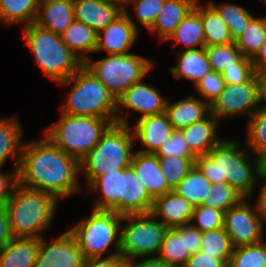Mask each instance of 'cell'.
Masks as SVG:
<instances>
[{
	"mask_svg": "<svg viewBox=\"0 0 266 267\" xmlns=\"http://www.w3.org/2000/svg\"><path fill=\"white\" fill-rule=\"evenodd\" d=\"M143 259V260H140ZM136 260H139L137 262ZM126 267H175L169 265L158 256L137 257L126 262Z\"/></svg>",
	"mask_w": 266,
	"mask_h": 267,
	"instance_id": "cell-53",
	"label": "cell"
},
{
	"mask_svg": "<svg viewBox=\"0 0 266 267\" xmlns=\"http://www.w3.org/2000/svg\"><path fill=\"white\" fill-rule=\"evenodd\" d=\"M255 154L258 180L266 181V148Z\"/></svg>",
	"mask_w": 266,
	"mask_h": 267,
	"instance_id": "cell-55",
	"label": "cell"
},
{
	"mask_svg": "<svg viewBox=\"0 0 266 267\" xmlns=\"http://www.w3.org/2000/svg\"><path fill=\"white\" fill-rule=\"evenodd\" d=\"M22 38L41 71L55 83L67 80L84 63L61 40L60 35L32 23L22 27Z\"/></svg>",
	"mask_w": 266,
	"mask_h": 267,
	"instance_id": "cell-5",
	"label": "cell"
},
{
	"mask_svg": "<svg viewBox=\"0 0 266 267\" xmlns=\"http://www.w3.org/2000/svg\"><path fill=\"white\" fill-rule=\"evenodd\" d=\"M238 144L222 139L207 154L197 156L195 165L212 184L228 183L243 198H251L259 182L256 159L251 160L249 149Z\"/></svg>",
	"mask_w": 266,
	"mask_h": 267,
	"instance_id": "cell-2",
	"label": "cell"
},
{
	"mask_svg": "<svg viewBox=\"0 0 266 267\" xmlns=\"http://www.w3.org/2000/svg\"><path fill=\"white\" fill-rule=\"evenodd\" d=\"M187 243L190 255L201 250L202 232L191 223L187 224Z\"/></svg>",
	"mask_w": 266,
	"mask_h": 267,
	"instance_id": "cell-54",
	"label": "cell"
},
{
	"mask_svg": "<svg viewBox=\"0 0 266 267\" xmlns=\"http://www.w3.org/2000/svg\"><path fill=\"white\" fill-rule=\"evenodd\" d=\"M167 229L151 213L123 215L120 256L126 262L137 257L158 256Z\"/></svg>",
	"mask_w": 266,
	"mask_h": 267,
	"instance_id": "cell-10",
	"label": "cell"
},
{
	"mask_svg": "<svg viewBox=\"0 0 266 267\" xmlns=\"http://www.w3.org/2000/svg\"><path fill=\"white\" fill-rule=\"evenodd\" d=\"M131 128L134 139H138L145 147L136 151L152 154L157 152L174 130L166 112L137 118L136 124L131 125Z\"/></svg>",
	"mask_w": 266,
	"mask_h": 267,
	"instance_id": "cell-16",
	"label": "cell"
},
{
	"mask_svg": "<svg viewBox=\"0 0 266 267\" xmlns=\"http://www.w3.org/2000/svg\"><path fill=\"white\" fill-rule=\"evenodd\" d=\"M153 61L134 53L110 54L102 59L88 58L84 66L104 84L116 100L134 83L146 78Z\"/></svg>",
	"mask_w": 266,
	"mask_h": 267,
	"instance_id": "cell-8",
	"label": "cell"
},
{
	"mask_svg": "<svg viewBox=\"0 0 266 267\" xmlns=\"http://www.w3.org/2000/svg\"><path fill=\"white\" fill-rule=\"evenodd\" d=\"M85 257L74 236L67 230L51 242L39 239V249L33 267H83Z\"/></svg>",
	"mask_w": 266,
	"mask_h": 267,
	"instance_id": "cell-14",
	"label": "cell"
},
{
	"mask_svg": "<svg viewBox=\"0 0 266 267\" xmlns=\"http://www.w3.org/2000/svg\"><path fill=\"white\" fill-rule=\"evenodd\" d=\"M2 166H0V169ZM12 173H2L0 171V206H4L12 196L15 187L18 184V169L13 167Z\"/></svg>",
	"mask_w": 266,
	"mask_h": 267,
	"instance_id": "cell-48",
	"label": "cell"
},
{
	"mask_svg": "<svg viewBox=\"0 0 266 267\" xmlns=\"http://www.w3.org/2000/svg\"><path fill=\"white\" fill-rule=\"evenodd\" d=\"M166 0H126L125 8L133 6L136 20L147 30L155 23Z\"/></svg>",
	"mask_w": 266,
	"mask_h": 267,
	"instance_id": "cell-43",
	"label": "cell"
},
{
	"mask_svg": "<svg viewBox=\"0 0 266 267\" xmlns=\"http://www.w3.org/2000/svg\"><path fill=\"white\" fill-rule=\"evenodd\" d=\"M122 215L113 211L93 209L68 231L74 236L85 258H104L106 250L113 245L120 253Z\"/></svg>",
	"mask_w": 266,
	"mask_h": 267,
	"instance_id": "cell-9",
	"label": "cell"
},
{
	"mask_svg": "<svg viewBox=\"0 0 266 267\" xmlns=\"http://www.w3.org/2000/svg\"><path fill=\"white\" fill-rule=\"evenodd\" d=\"M135 139L130 125L112 123L100 141L80 161V173L84 172L86 188L99 176L130 166Z\"/></svg>",
	"mask_w": 266,
	"mask_h": 267,
	"instance_id": "cell-4",
	"label": "cell"
},
{
	"mask_svg": "<svg viewBox=\"0 0 266 267\" xmlns=\"http://www.w3.org/2000/svg\"><path fill=\"white\" fill-rule=\"evenodd\" d=\"M259 109L266 111V70L254 72Z\"/></svg>",
	"mask_w": 266,
	"mask_h": 267,
	"instance_id": "cell-52",
	"label": "cell"
},
{
	"mask_svg": "<svg viewBox=\"0 0 266 267\" xmlns=\"http://www.w3.org/2000/svg\"><path fill=\"white\" fill-rule=\"evenodd\" d=\"M63 43L84 63L90 53H95L97 47V33L86 24L74 20L65 31L60 34Z\"/></svg>",
	"mask_w": 266,
	"mask_h": 267,
	"instance_id": "cell-28",
	"label": "cell"
},
{
	"mask_svg": "<svg viewBox=\"0 0 266 267\" xmlns=\"http://www.w3.org/2000/svg\"><path fill=\"white\" fill-rule=\"evenodd\" d=\"M174 40L172 48L177 44L186 50L205 47V35L200 13L193 8L168 37Z\"/></svg>",
	"mask_w": 266,
	"mask_h": 267,
	"instance_id": "cell-29",
	"label": "cell"
},
{
	"mask_svg": "<svg viewBox=\"0 0 266 267\" xmlns=\"http://www.w3.org/2000/svg\"><path fill=\"white\" fill-rule=\"evenodd\" d=\"M211 185L212 183L194 165L173 191L195 207L202 205L204 200L208 199Z\"/></svg>",
	"mask_w": 266,
	"mask_h": 267,
	"instance_id": "cell-34",
	"label": "cell"
},
{
	"mask_svg": "<svg viewBox=\"0 0 266 267\" xmlns=\"http://www.w3.org/2000/svg\"><path fill=\"white\" fill-rule=\"evenodd\" d=\"M157 157H196L186 143L181 130H173L170 137L155 153Z\"/></svg>",
	"mask_w": 266,
	"mask_h": 267,
	"instance_id": "cell-46",
	"label": "cell"
},
{
	"mask_svg": "<svg viewBox=\"0 0 266 267\" xmlns=\"http://www.w3.org/2000/svg\"><path fill=\"white\" fill-rule=\"evenodd\" d=\"M227 262L216 255H209L199 251L192 254L183 267H227Z\"/></svg>",
	"mask_w": 266,
	"mask_h": 267,
	"instance_id": "cell-49",
	"label": "cell"
},
{
	"mask_svg": "<svg viewBox=\"0 0 266 267\" xmlns=\"http://www.w3.org/2000/svg\"><path fill=\"white\" fill-rule=\"evenodd\" d=\"M83 267H126V261L120 253H111L104 258H85Z\"/></svg>",
	"mask_w": 266,
	"mask_h": 267,
	"instance_id": "cell-50",
	"label": "cell"
},
{
	"mask_svg": "<svg viewBox=\"0 0 266 267\" xmlns=\"http://www.w3.org/2000/svg\"><path fill=\"white\" fill-rule=\"evenodd\" d=\"M41 0H0V21L22 27L35 23Z\"/></svg>",
	"mask_w": 266,
	"mask_h": 267,
	"instance_id": "cell-33",
	"label": "cell"
},
{
	"mask_svg": "<svg viewBox=\"0 0 266 267\" xmlns=\"http://www.w3.org/2000/svg\"><path fill=\"white\" fill-rule=\"evenodd\" d=\"M111 124L108 118L61 113L57 123L46 127L44 134L59 149L80 162Z\"/></svg>",
	"mask_w": 266,
	"mask_h": 267,
	"instance_id": "cell-7",
	"label": "cell"
},
{
	"mask_svg": "<svg viewBox=\"0 0 266 267\" xmlns=\"http://www.w3.org/2000/svg\"><path fill=\"white\" fill-rule=\"evenodd\" d=\"M153 200L134 169L131 166L123 169L120 186V215L150 213Z\"/></svg>",
	"mask_w": 266,
	"mask_h": 267,
	"instance_id": "cell-17",
	"label": "cell"
},
{
	"mask_svg": "<svg viewBox=\"0 0 266 267\" xmlns=\"http://www.w3.org/2000/svg\"><path fill=\"white\" fill-rule=\"evenodd\" d=\"M190 256L187 243V224L168 228L158 257L169 265L183 267Z\"/></svg>",
	"mask_w": 266,
	"mask_h": 267,
	"instance_id": "cell-30",
	"label": "cell"
},
{
	"mask_svg": "<svg viewBox=\"0 0 266 267\" xmlns=\"http://www.w3.org/2000/svg\"><path fill=\"white\" fill-rule=\"evenodd\" d=\"M39 238L13 237L0 251V267H33Z\"/></svg>",
	"mask_w": 266,
	"mask_h": 267,
	"instance_id": "cell-27",
	"label": "cell"
},
{
	"mask_svg": "<svg viewBox=\"0 0 266 267\" xmlns=\"http://www.w3.org/2000/svg\"><path fill=\"white\" fill-rule=\"evenodd\" d=\"M254 70H266V41L252 58Z\"/></svg>",
	"mask_w": 266,
	"mask_h": 267,
	"instance_id": "cell-56",
	"label": "cell"
},
{
	"mask_svg": "<svg viewBox=\"0 0 266 267\" xmlns=\"http://www.w3.org/2000/svg\"><path fill=\"white\" fill-rule=\"evenodd\" d=\"M58 200L51 194L17 184L4 205L13 237L42 238L51 226Z\"/></svg>",
	"mask_w": 266,
	"mask_h": 267,
	"instance_id": "cell-3",
	"label": "cell"
},
{
	"mask_svg": "<svg viewBox=\"0 0 266 267\" xmlns=\"http://www.w3.org/2000/svg\"><path fill=\"white\" fill-rule=\"evenodd\" d=\"M266 41V16L253 17L243 34L235 41L245 57L253 58Z\"/></svg>",
	"mask_w": 266,
	"mask_h": 267,
	"instance_id": "cell-35",
	"label": "cell"
},
{
	"mask_svg": "<svg viewBox=\"0 0 266 267\" xmlns=\"http://www.w3.org/2000/svg\"><path fill=\"white\" fill-rule=\"evenodd\" d=\"M194 8L200 13L202 19L205 46H218L234 43L229 27L209 3L202 6L197 0Z\"/></svg>",
	"mask_w": 266,
	"mask_h": 267,
	"instance_id": "cell-32",
	"label": "cell"
},
{
	"mask_svg": "<svg viewBox=\"0 0 266 267\" xmlns=\"http://www.w3.org/2000/svg\"><path fill=\"white\" fill-rule=\"evenodd\" d=\"M80 162L66 154L45 135L25 141L18 168V184L54 196L58 201L83 190Z\"/></svg>",
	"mask_w": 266,
	"mask_h": 267,
	"instance_id": "cell-1",
	"label": "cell"
},
{
	"mask_svg": "<svg viewBox=\"0 0 266 267\" xmlns=\"http://www.w3.org/2000/svg\"><path fill=\"white\" fill-rule=\"evenodd\" d=\"M23 129L17 117L0 119V166H3L8 159H15L14 168L18 169L21 158L23 143Z\"/></svg>",
	"mask_w": 266,
	"mask_h": 267,
	"instance_id": "cell-31",
	"label": "cell"
},
{
	"mask_svg": "<svg viewBox=\"0 0 266 267\" xmlns=\"http://www.w3.org/2000/svg\"><path fill=\"white\" fill-rule=\"evenodd\" d=\"M123 169L107 173L97 177L87 188L88 194L99 192V198L95 200L93 209L113 211L120 215V186Z\"/></svg>",
	"mask_w": 266,
	"mask_h": 267,
	"instance_id": "cell-25",
	"label": "cell"
},
{
	"mask_svg": "<svg viewBox=\"0 0 266 267\" xmlns=\"http://www.w3.org/2000/svg\"><path fill=\"white\" fill-rule=\"evenodd\" d=\"M219 121L211 113L199 122L181 129L191 152L197 157L207 154L223 138L217 135Z\"/></svg>",
	"mask_w": 266,
	"mask_h": 267,
	"instance_id": "cell-23",
	"label": "cell"
},
{
	"mask_svg": "<svg viewBox=\"0 0 266 267\" xmlns=\"http://www.w3.org/2000/svg\"><path fill=\"white\" fill-rule=\"evenodd\" d=\"M130 166L153 199L172 191L164 178L155 154L135 151Z\"/></svg>",
	"mask_w": 266,
	"mask_h": 267,
	"instance_id": "cell-19",
	"label": "cell"
},
{
	"mask_svg": "<svg viewBox=\"0 0 266 267\" xmlns=\"http://www.w3.org/2000/svg\"><path fill=\"white\" fill-rule=\"evenodd\" d=\"M144 81L143 79L134 83L117 99L116 123L129 125L130 113L120 115L121 108L139 112V118L166 111L168 100L162 97L157 88L147 85Z\"/></svg>",
	"mask_w": 266,
	"mask_h": 267,
	"instance_id": "cell-13",
	"label": "cell"
},
{
	"mask_svg": "<svg viewBox=\"0 0 266 267\" xmlns=\"http://www.w3.org/2000/svg\"><path fill=\"white\" fill-rule=\"evenodd\" d=\"M9 218L4 206H0V251L12 240Z\"/></svg>",
	"mask_w": 266,
	"mask_h": 267,
	"instance_id": "cell-51",
	"label": "cell"
},
{
	"mask_svg": "<svg viewBox=\"0 0 266 267\" xmlns=\"http://www.w3.org/2000/svg\"><path fill=\"white\" fill-rule=\"evenodd\" d=\"M254 72L252 59L244 56L234 66L223 70L221 75L226 84H238L248 82L254 76Z\"/></svg>",
	"mask_w": 266,
	"mask_h": 267,
	"instance_id": "cell-47",
	"label": "cell"
},
{
	"mask_svg": "<svg viewBox=\"0 0 266 267\" xmlns=\"http://www.w3.org/2000/svg\"><path fill=\"white\" fill-rule=\"evenodd\" d=\"M243 198L224 213L223 228L231 238L234 248L259 243L264 238L265 219L259 211L257 202Z\"/></svg>",
	"mask_w": 266,
	"mask_h": 267,
	"instance_id": "cell-11",
	"label": "cell"
},
{
	"mask_svg": "<svg viewBox=\"0 0 266 267\" xmlns=\"http://www.w3.org/2000/svg\"><path fill=\"white\" fill-rule=\"evenodd\" d=\"M205 54L209 59L211 69L218 73L234 66L244 57L235 42L227 45L205 46Z\"/></svg>",
	"mask_w": 266,
	"mask_h": 267,
	"instance_id": "cell-40",
	"label": "cell"
},
{
	"mask_svg": "<svg viewBox=\"0 0 266 267\" xmlns=\"http://www.w3.org/2000/svg\"><path fill=\"white\" fill-rule=\"evenodd\" d=\"M234 246L225 229L218 228L202 233L201 250L209 255H216L221 260L229 262Z\"/></svg>",
	"mask_w": 266,
	"mask_h": 267,
	"instance_id": "cell-38",
	"label": "cell"
},
{
	"mask_svg": "<svg viewBox=\"0 0 266 267\" xmlns=\"http://www.w3.org/2000/svg\"><path fill=\"white\" fill-rule=\"evenodd\" d=\"M242 199L243 197L228 183H219L211 185L208 199H205L202 204L225 213Z\"/></svg>",
	"mask_w": 266,
	"mask_h": 267,
	"instance_id": "cell-41",
	"label": "cell"
},
{
	"mask_svg": "<svg viewBox=\"0 0 266 267\" xmlns=\"http://www.w3.org/2000/svg\"><path fill=\"white\" fill-rule=\"evenodd\" d=\"M208 3L217 11L221 19L229 27L234 42L243 34L249 21L254 16L246 8L239 5L228 3L217 5L212 0H209Z\"/></svg>",
	"mask_w": 266,
	"mask_h": 267,
	"instance_id": "cell-36",
	"label": "cell"
},
{
	"mask_svg": "<svg viewBox=\"0 0 266 267\" xmlns=\"http://www.w3.org/2000/svg\"><path fill=\"white\" fill-rule=\"evenodd\" d=\"M263 183L260 185V190L258 192L259 195L257 198V205L260 213L266 220V181H262Z\"/></svg>",
	"mask_w": 266,
	"mask_h": 267,
	"instance_id": "cell-57",
	"label": "cell"
},
{
	"mask_svg": "<svg viewBox=\"0 0 266 267\" xmlns=\"http://www.w3.org/2000/svg\"><path fill=\"white\" fill-rule=\"evenodd\" d=\"M74 20L73 0H41L35 24L60 35Z\"/></svg>",
	"mask_w": 266,
	"mask_h": 267,
	"instance_id": "cell-21",
	"label": "cell"
},
{
	"mask_svg": "<svg viewBox=\"0 0 266 267\" xmlns=\"http://www.w3.org/2000/svg\"><path fill=\"white\" fill-rule=\"evenodd\" d=\"M196 2L197 0H166L155 23L148 31L157 33L160 41L168 40L184 17L194 8Z\"/></svg>",
	"mask_w": 266,
	"mask_h": 267,
	"instance_id": "cell-26",
	"label": "cell"
},
{
	"mask_svg": "<svg viewBox=\"0 0 266 267\" xmlns=\"http://www.w3.org/2000/svg\"><path fill=\"white\" fill-rule=\"evenodd\" d=\"M58 85L71 87L62 114L108 118L116 123V98L84 65Z\"/></svg>",
	"mask_w": 266,
	"mask_h": 267,
	"instance_id": "cell-6",
	"label": "cell"
},
{
	"mask_svg": "<svg viewBox=\"0 0 266 267\" xmlns=\"http://www.w3.org/2000/svg\"><path fill=\"white\" fill-rule=\"evenodd\" d=\"M195 159L196 157H158L160 169L172 190L187 176L189 170L195 165Z\"/></svg>",
	"mask_w": 266,
	"mask_h": 267,
	"instance_id": "cell-39",
	"label": "cell"
},
{
	"mask_svg": "<svg viewBox=\"0 0 266 267\" xmlns=\"http://www.w3.org/2000/svg\"><path fill=\"white\" fill-rule=\"evenodd\" d=\"M226 83L221 73L210 71L202 77L195 85V90L201 99L211 105L214 100L222 93Z\"/></svg>",
	"mask_w": 266,
	"mask_h": 267,
	"instance_id": "cell-45",
	"label": "cell"
},
{
	"mask_svg": "<svg viewBox=\"0 0 266 267\" xmlns=\"http://www.w3.org/2000/svg\"><path fill=\"white\" fill-rule=\"evenodd\" d=\"M223 220L224 212L202 204L194 207L191 224L204 233L222 228Z\"/></svg>",
	"mask_w": 266,
	"mask_h": 267,
	"instance_id": "cell-44",
	"label": "cell"
},
{
	"mask_svg": "<svg viewBox=\"0 0 266 267\" xmlns=\"http://www.w3.org/2000/svg\"><path fill=\"white\" fill-rule=\"evenodd\" d=\"M194 207L175 191L153 200L151 214L167 228L190 224Z\"/></svg>",
	"mask_w": 266,
	"mask_h": 267,
	"instance_id": "cell-18",
	"label": "cell"
},
{
	"mask_svg": "<svg viewBox=\"0 0 266 267\" xmlns=\"http://www.w3.org/2000/svg\"><path fill=\"white\" fill-rule=\"evenodd\" d=\"M100 2L108 3L120 7L122 10L125 8L126 0H97Z\"/></svg>",
	"mask_w": 266,
	"mask_h": 267,
	"instance_id": "cell-58",
	"label": "cell"
},
{
	"mask_svg": "<svg viewBox=\"0 0 266 267\" xmlns=\"http://www.w3.org/2000/svg\"><path fill=\"white\" fill-rule=\"evenodd\" d=\"M247 136L246 142L247 148H250L251 153L266 148V111L258 109L247 120Z\"/></svg>",
	"mask_w": 266,
	"mask_h": 267,
	"instance_id": "cell-42",
	"label": "cell"
},
{
	"mask_svg": "<svg viewBox=\"0 0 266 267\" xmlns=\"http://www.w3.org/2000/svg\"><path fill=\"white\" fill-rule=\"evenodd\" d=\"M258 109L254 76L248 82L226 84L222 93L210 105V113L218 120L238 115H246L249 119Z\"/></svg>",
	"mask_w": 266,
	"mask_h": 267,
	"instance_id": "cell-12",
	"label": "cell"
},
{
	"mask_svg": "<svg viewBox=\"0 0 266 267\" xmlns=\"http://www.w3.org/2000/svg\"><path fill=\"white\" fill-rule=\"evenodd\" d=\"M227 267H266V241L234 248Z\"/></svg>",
	"mask_w": 266,
	"mask_h": 267,
	"instance_id": "cell-37",
	"label": "cell"
},
{
	"mask_svg": "<svg viewBox=\"0 0 266 267\" xmlns=\"http://www.w3.org/2000/svg\"><path fill=\"white\" fill-rule=\"evenodd\" d=\"M177 63L169 69L175 79L186 78L195 85L202 77L212 71L205 47L183 50L177 48Z\"/></svg>",
	"mask_w": 266,
	"mask_h": 267,
	"instance_id": "cell-24",
	"label": "cell"
},
{
	"mask_svg": "<svg viewBox=\"0 0 266 267\" xmlns=\"http://www.w3.org/2000/svg\"><path fill=\"white\" fill-rule=\"evenodd\" d=\"M165 112L172 128L181 130L206 118L210 114V105L190 95L173 103L168 100Z\"/></svg>",
	"mask_w": 266,
	"mask_h": 267,
	"instance_id": "cell-22",
	"label": "cell"
},
{
	"mask_svg": "<svg viewBox=\"0 0 266 267\" xmlns=\"http://www.w3.org/2000/svg\"><path fill=\"white\" fill-rule=\"evenodd\" d=\"M74 18L91 27L96 33L106 28L123 10L97 0H73Z\"/></svg>",
	"mask_w": 266,
	"mask_h": 267,
	"instance_id": "cell-20",
	"label": "cell"
},
{
	"mask_svg": "<svg viewBox=\"0 0 266 267\" xmlns=\"http://www.w3.org/2000/svg\"><path fill=\"white\" fill-rule=\"evenodd\" d=\"M124 8L123 12L106 28L97 33V47L95 53L126 54L137 41L139 28L133 16Z\"/></svg>",
	"mask_w": 266,
	"mask_h": 267,
	"instance_id": "cell-15",
	"label": "cell"
}]
</instances>
